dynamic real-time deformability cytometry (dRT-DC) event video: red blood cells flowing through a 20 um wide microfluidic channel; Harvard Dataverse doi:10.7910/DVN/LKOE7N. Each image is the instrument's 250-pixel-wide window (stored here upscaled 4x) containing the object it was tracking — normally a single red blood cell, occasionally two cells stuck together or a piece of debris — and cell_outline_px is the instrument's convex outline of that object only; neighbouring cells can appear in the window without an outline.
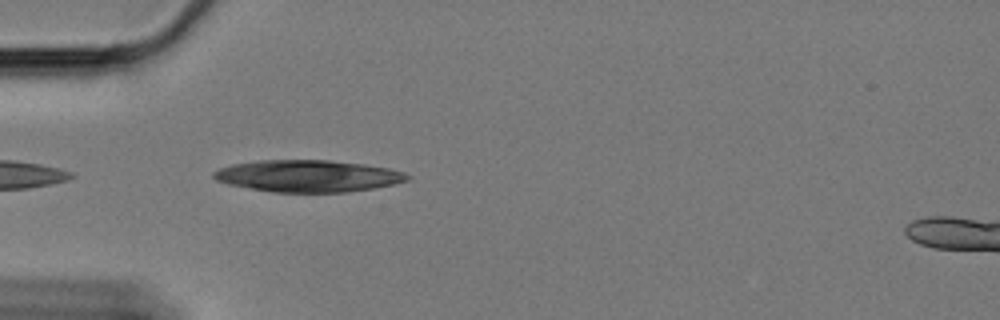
{"species": "Egyptian fruit bat (a non-hibernating species)", "species_latin": "Rousettus aegyptiacus", "temperature_condition": "cold", "stored_images_in_passage": 22, "camera_frame_rate_fps": 3000, "um_per_image_px": 0.085, "animal": {"sex": "female"}, "frame": {"image": 1, "passage_image": 2, "time_ms": 0.333, "image_size_px": [1000, 320], "cell_outline_px": [[412, 176], [408, 180], [396, 184], [348, 192], [276, 192], [228, 184], [216, 180], [212, 176], [212, 172], [220, 168], [232, 164], [256, 160], [328, 160], [364, 164], [388, 168], [404, 172]], "centroid_in_image_um": [26.19, 14.95], "position_along_channel_um": 58.8, "area_um2": 35.95}}
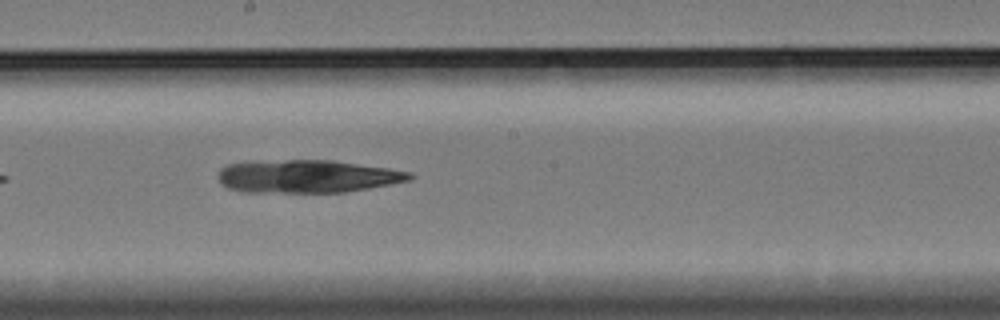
{"frame": {"image": 2, "passage_image": 17, "time_ms": 5.333, "image_size_px": [1000, 320], "cell_outline_px": [[416, 176], [412, 180], [368, 188], [344, 192], [244, 192], [228, 188], [220, 184], [220, 168], [228, 164], [256, 160], [332, 160], [388, 168], [408, 172]], "centroid_in_image_um": [26.1, 14.98], "position_along_channel_um": 222.1, "area_um2": 36.82}}